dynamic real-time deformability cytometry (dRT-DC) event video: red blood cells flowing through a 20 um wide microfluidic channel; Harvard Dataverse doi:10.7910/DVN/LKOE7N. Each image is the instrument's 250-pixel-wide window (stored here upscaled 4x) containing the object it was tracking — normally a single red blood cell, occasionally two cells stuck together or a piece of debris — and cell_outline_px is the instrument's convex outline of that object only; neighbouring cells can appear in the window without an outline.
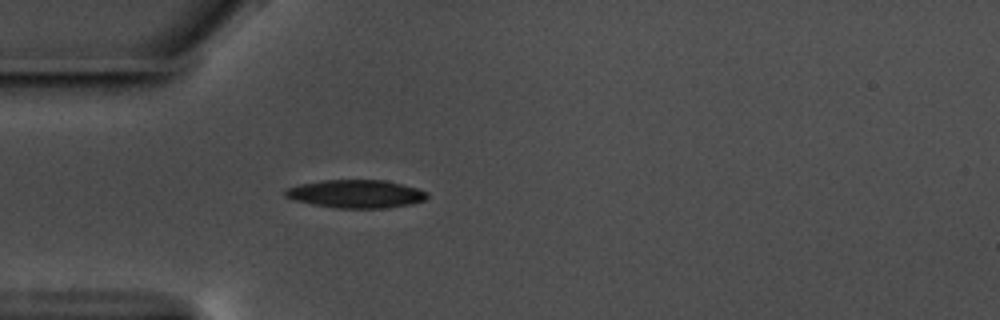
{"species": "common noctule bat (a hibernating species)", "species_latin": "Nyctalus noctula", "temperature_condition": "warm", "stored_images_in_passage": 42, "camera_frame_rate_fps": 3000, "um_per_image_px": 0.085, "animal": {"sex": "male", "body_mass_g": 17.5, "forearm_length_mm": 52.3}, "frame": {"image": 1, "passage_image": 1, "time_ms": 0.0, "image_size_px": [1000, 320], "cell_outline_px": [[428, 196], [424, 200], [412, 204], [384, 208], [336, 208], [312, 204], [296, 200], [284, 196], [284, 192], [288, 188], [300, 184], [324, 180], [384, 180], [416, 188], [428, 192]], "centroid_in_image_um": [30.26, 16.48], "position_along_channel_um": 54.7, "area_um2": 23.06}}
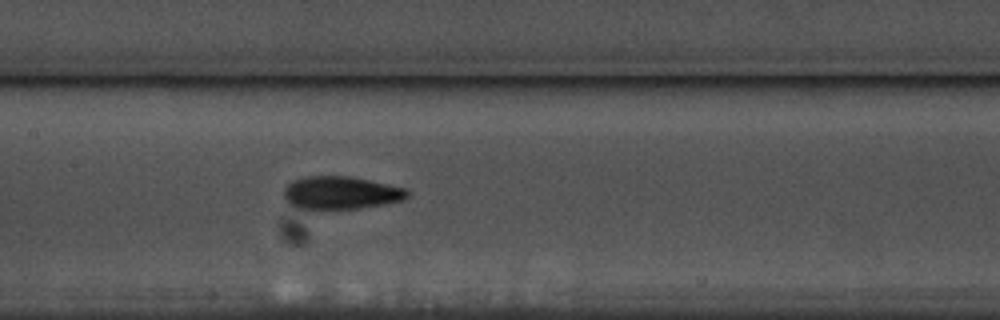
{"frame": {"image": 2, "passage_image": 12, "time_ms": 3.667, "image_size_px": [1000, 320], "cell_outline_px": [[408, 196], [404, 200], [384, 204], [360, 208], [312, 212], [296, 208], [288, 204], [284, 200], [284, 188], [292, 180], [304, 176], [352, 176], [408, 188]], "centroid_in_image_um": [28.91, 16.42], "position_along_channel_um": 178.5, "area_um2": 24.74}}
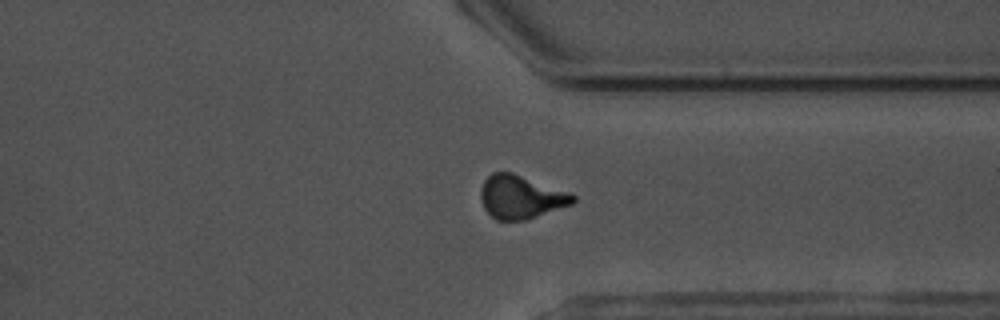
{"frame": {"image": 3, "passage_image": 28, "time_ms": 9.0, "image_size_px": [1000, 320], "cell_outline_px": [[576, 200], [572, 204], [524, 220], [496, 220], [484, 208], [480, 200], [480, 188], [484, 180], [492, 172], [512, 172], [568, 192], [576, 196]], "centroid_in_image_um": [44.23, 16.74], "position_along_channel_um": 367.2, "area_um2": 23.12}, "authors_computed_cell_mechanics": {"area_um2": 22.831, "velocity_mm_per_s": 3.5496, "shape_relaxation_time_tau1_ms": 3.5676, "shape_relaxation_time_tau2_ms": 3.5217, "deformation_change_tau1": 0.1541, "deformation_change_tau2": 0.0865}}